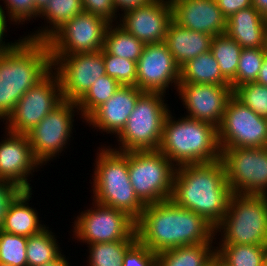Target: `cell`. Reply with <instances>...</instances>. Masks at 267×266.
<instances>
[{
	"mask_svg": "<svg viewBox=\"0 0 267 266\" xmlns=\"http://www.w3.org/2000/svg\"><path fill=\"white\" fill-rule=\"evenodd\" d=\"M5 133L6 138L0 142V180L31 190L28 177L42 165L32 152L27 134Z\"/></svg>",
	"mask_w": 267,
	"mask_h": 266,
	"instance_id": "d6986e66",
	"label": "cell"
},
{
	"mask_svg": "<svg viewBox=\"0 0 267 266\" xmlns=\"http://www.w3.org/2000/svg\"><path fill=\"white\" fill-rule=\"evenodd\" d=\"M166 94L144 92L137 100L126 125L116 136L120 152L158 150L162 140L164 121L170 112L164 103Z\"/></svg>",
	"mask_w": 267,
	"mask_h": 266,
	"instance_id": "52a82bcc",
	"label": "cell"
},
{
	"mask_svg": "<svg viewBox=\"0 0 267 266\" xmlns=\"http://www.w3.org/2000/svg\"><path fill=\"white\" fill-rule=\"evenodd\" d=\"M252 6L267 19V0H252Z\"/></svg>",
	"mask_w": 267,
	"mask_h": 266,
	"instance_id": "bcb514c9",
	"label": "cell"
},
{
	"mask_svg": "<svg viewBox=\"0 0 267 266\" xmlns=\"http://www.w3.org/2000/svg\"><path fill=\"white\" fill-rule=\"evenodd\" d=\"M158 150L176 167L215 162L222 152L217 127L186 116L177 120L171 111L164 121Z\"/></svg>",
	"mask_w": 267,
	"mask_h": 266,
	"instance_id": "277c9868",
	"label": "cell"
},
{
	"mask_svg": "<svg viewBox=\"0 0 267 266\" xmlns=\"http://www.w3.org/2000/svg\"><path fill=\"white\" fill-rule=\"evenodd\" d=\"M218 246L215 247V252L230 266H265L267 246L242 244Z\"/></svg>",
	"mask_w": 267,
	"mask_h": 266,
	"instance_id": "4dcf8cb0",
	"label": "cell"
},
{
	"mask_svg": "<svg viewBox=\"0 0 267 266\" xmlns=\"http://www.w3.org/2000/svg\"><path fill=\"white\" fill-rule=\"evenodd\" d=\"M217 3L226 19L239 10L252 6V0H217Z\"/></svg>",
	"mask_w": 267,
	"mask_h": 266,
	"instance_id": "b9f144b4",
	"label": "cell"
},
{
	"mask_svg": "<svg viewBox=\"0 0 267 266\" xmlns=\"http://www.w3.org/2000/svg\"><path fill=\"white\" fill-rule=\"evenodd\" d=\"M28 237L14 235L0 229V263L11 266H27Z\"/></svg>",
	"mask_w": 267,
	"mask_h": 266,
	"instance_id": "836d02e7",
	"label": "cell"
},
{
	"mask_svg": "<svg viewBox=\"0 0 267 266\" xmlns=\"http://www.w3.org/2000/svg\"><path fill=\"white\" fill-rule=\"evenodd\" d=\"M180 68L164 42L145 44L137 62V88L144 92L166 93L169 85L177 90Z\"/></svg>",
	"mask_w": 267,
	"mask_h": 266,
	"instance_id": "2e32d148",
	"label": "cell"
},
{
	"mask_svg": "<svg viewBox=\"0 0 267 266\" xmlns=\"http://www.w3.org/2000/svg\"><path fill=\"white\" fill-rule=\"evenodd\" d=\"M105 71L121 86L137 87V62L107 54L103 50Z\"/></svg>",
	"mask_w": 267,
	"mask_h": 266,
	"instance_id": "8d00e7d4",
	"label": "cell"
},
{
	"mask_svg": "<svg viewBox=\"0 0 267 266\" xmlns=\"http://www.w3.org/2000/svg\"><path fill=\"white\" fill-rule=\"evenodd\" d=\"M266 54L267 47L242 49L236 71V87L256 82Z\"/></svg>",
	"mask_w": 267,
	"mask_h": 266,
	"instance_id": "e575fe53",
	"label": "cell"
},
{
	"mask_svg": "<svg viewBox=\"0 0 267 266\" xmlns=\"http://www.w3.org/2000/svg\"><path fill=\"white\" fill-rule=\"evenodd\" d=\"M172 20L181 27L213 37L225 34L226 18L217 0H170Z\"/></svg>",
	"mask_w": 267,
	"mask_h": 266,
	"instance_id": "ffe728a7",
	"label": "cell"
},
{
	"mask_svg": "<svg viewBox=\"0 0 267 266\" xmlns=\"http://www.w3.org/2000/svg\"><path fill=\"white\" fill-rule=\"evenodd\" d=\"M209 266H230L216 252L209 260Z\"/></svg>",
	"mask_w": 267,
	"mask_h": 266,
	"instance_id": "c3c4849f",
	"label": "cell"
},
{
	"mask_svg": "<svg viewBox=\"0 0 267 266\" xmlns=\"http://www.w3.org/2000/svg\"><path fill=\"white\" fill-rule=\"evenodd\" d=\"M82 12H84L82 0H50L38 16L45 17L44 21L46 20L49 26L47 24L30 35L28 33L24 38L46 42L67 21Z\"/></svg>",
	"mask_w": 267,
	"mask_h": 266,
	"instance_id": "d4e9b609",
	"label": "cell"
},
{
	"mask_svg": "<svg viewBox=\"0 0 267 266\" xmlns=\"http://www.w3.org/2000/svg\"><path fill=\"white\" fill-rule=\"evenodd\" d=\"M175 170L159 150L128 152L130 183L144 205L171 199Z\"/></svg>",
	"mask_w": 267,
	"mask_h": 266,
	"instance_id": "ba28073f",
	"label": "cell"
},
{
	"mask_svg": "<svg viewBox=\"0 0 267 266\" xmlns=\"http://www.w3.org/2000/svg\"><path fill=\"white\" fill-rule=\"evenodd\" d=\"M137 240L89 244L88 266H123L124 255Z\"/></svg>",
	"mask_w": 267,
	"mask_h": 266,
	"instance_id": "d6a6232c",
	"label": "cell"
},
{
	"mask_svg": "<svg viewBox=\"0 0 267 266\" xmlns=\"http://www.w3.org/2000/svg\"><path fill=\"white\" fill-rule=\"evenodd\" d=\"M114 23H110L107 28L103 50L107 54L138 62L145 44L127 32L119 23Z\"/></svg>",
	"mask_w": 267,
	"mask_h": 266,
	"instance_id": "83f0119b",
	"label": "cell"
},
{
	"mask_svg": "<svg viewBox=\"0 0 267 266\" xmlns=\"http://www.w3.org/2000/svg\"><path fill=\"white\" fill-rule=\"evenodd\" d=\"M218 231L219 244L267 246V195L233 193Z\"/></svg>",
	"mask_w": 267,
	"mask_h": 266,
	"instance_id": "8992f818",
	"label": "cell"
},
{
	"mask_svg": "<svg viewBox=\"0 0 267 266\" xmlns=\"http://www.w3.org/2000/svg\"><path fill=\"white\" fill-rule=\"evenodd\" d=\"M144 91L136 86H121L104 104L85 121L93 128L117 136L126 125L138 98Z\"/></svg>",
	"mask_w": 267,
	"mask_h": 266,
	"instance_id": "44dd1931",
	"label": "cell"
},
{
	"mask_svg": "<svg viewBox=\"0 0 267 266\" xmlns=\"http://www.w3.org/2000/svg\"><path fill=\"white\" fill-rule=\"evenodd\" d=\"M32 190H23L10 204L2 231L29 237L40 233L47 226L42 225L38 212L29 206Z\"/></svg>",
	"mask_w": 267,
	"mask_h": 266,
	"instance_id": "cb8c5ba5",
	"label": "cell"
},
{
	"mask_svg": "<svg viewBox=\"0 0 267 266\" xmlns=\"http://www.w3.org/2000/svg\"><path fill=\"white\" fill-rule=\"evenodd\" d=\"M232 194L221 159L176 167L171 200L199 214L214 228L226 215Z\"/></svg>",
	"mask_w": 267,
	"mask_h": 266,
	"instance_id": "7a4b0ae2",
	"label": "cell"
},
{
	"mask_svg": "<svg viewBox=\"0 0 267 266\" xmlns=\"http://www.w3.org/2000/svg\"><path fill=\"white\" fill-rule=\"evenodd\" d=\"M214 253L212 243L177 247L157 254V266H207Z\"/></svg>",
	"mask_w": 267,
	"mask_h": 266,
	"instance_id": "4316f807",
	"label": "cell"
},
{
	"mask_svg": "<svg viewBox=\"0 0 267 266\" xmlns=\"http://www.w3.org/2000/svg\"><path fill=\"white\" fill-rule=\"evenodd\" d=\"M265 266H267V250H266V257H265Z\"/></svg>",
	"mask_w": 267,
	"mask_h": 266,
	"instance_id": "f907efd6",
	"label": "cell"
},
{
	"mask_svg": "<svg viewBox=\"0 0 267 266\" xmlns=\"http://www.w3.org/2000/svg\"><path fill=\"white\" fill-rule=\"evenodd\" d=\"M67 259L68 258H66V256L62 254L59 258L49 263L43 264L42 266H70V263L69 261H67Z\"/></svg>",
	"mask_w": 267,
	"mask_h": 266,
	"instance_id": "7dc6e473",
	"label": "cell"
},
{
	"mask_svg": "<svg viewBox=\"0 0 267 266\" xmlns=\"http://www.w3.org/2000/svg\"><path fill=\"white\" fill-rule=\"evenodd\" d=\"M136 233L138 240L156 254L182 246L214 243L216 239L210 223L171 199L145 205L136 221Z\"/></svg>",
	"mask_w": 267,
	"mask_h": 266,
	"instance_id": "6da1fadb",
	"label": "cell"
},
{
	"mask_svg": "<svg viewBox=\"0 0 267 266\" xmlns=\"http://www.w3.org/2000/svg\"><path fill=\"white\" fill-rule=\"evenodd\" d=\"M8 19H6L0 12V52L9 50L17 41L15 42H7L5 43V41H3V36L5 35V32H7V21Z\"/></svg>",
	"mask_w": 267,
	"mask_h": 266,
	"instance_id": "ee69618b",
	"label": "cell"
},
{
	"mask_svg": "<svg viewBox=\"0 0 267 266\" xmlns=\"http://www.w3.org/2000/svg\"><path fill=\"white\" fill-rule=\"evenodd\" d=\"M120 15L117 23L144 44L160 43L172 21V7L170 0H152Z\"/></svg>",
	"mask_w": 267,
	"mask_h": 266,
	"instance_id": "ac0fdd59",
	"label": "cell"
},
{
	"mask_svg": "<svg viewBox=\"0 0 267 266\" xmlns=\"http://www.w3.org/2000/svg\"><path fill=\"white\" fill-rule=\"evenodd\" d=\"M5 9L0 5L1 14L11 22L24 24L26 21L35 19V1L34 0H2ZM7 9V15L4 10ZM10 18V19H9ZM24 22V23H23Z\"/></svg>",
	"mask_w": 267,
	"mask_h": 266,
	"instance_id": "74e56055",
	"label": "cell"
},
{
	"mask_svg": "<svg viewBox=\"0 0 267 266\" xmlns=\"http://www.w3.org/2000/svg\"><path fill=\"white\" fill-rule=\"evenodd\" d=\"M232 193L267 195V147L221 148Z\"/></svg>",
	"mask_w": 267,
	"mask_h": 266,
	"instance_id": "8fae6325",
	"label": "cell"
},
{
	"mask_svg": "<svg viewBox=\"0 0 267 266\" xmlns=\"http://www.w3.org/2000/svg\"><path fill=\"white\" fill-rule=\"evenodd\" d=\"M179 83L231 85L223 77L210 50L189 60L180 68Z\"/></svg>",
	"mask_w": 267,
	"mask_h": 266,
	"instance_id": "484cf974",
	"label": "cell"
},
{
	"mask_svg": "<svg viewBox=\"0 0 267 266\" xmlns=\"http://www.w3.org/2000/svg\"><path fill=\"white\" fill-rule=\"evenodd\" d=\"M110 22L82 12L67 21L46 42L50 55H68L100 51Z\"/></svg>",
	"mask_w": 267,
	"mask_h": 266,
	"instance_id": "5bb4252c",
	"label": "cell"
},
{
	"mask_svg": "<svg viewBox=\"0 0 267 266\" xmlns=\"http://www.w3.org/2000/svg\"><path fill=\"white\" fill-rule=\"evenodd\" d=\"M23 191L17 184L0 180V229L2 228L10 204Z\"/></svg>",
	"mask_w": 267,
	"mask_h": 266,
	"instance_id": "60d3db41",
	"label": "cell"
},
{
	"mask_svg": "<svg viewBox=\"0 0 267 266\" xmlns=\"http://www.w3.org/2000/svg\"><path fill=\"white\" fill-rule=\"evenodd\" d=\"M233 96L259 116L267 118V86L245 83L233 90Z\"/></svg>",
	"mask_w": 267,
	"mask_h": 266,
	"instance_id": "d590c367",
	"label": "cell"
},
{
	"mask_svg": "<svg viewBox=\"0 0 267 266\" xmlns=\"http://www.w3.org/2000/svg\"><path fill=\"white\" fill-rule=\"evenodd\" d=\"M82 4L84 12L100 16L110 23H113L119 17L113 0H82Z\"/></svg>",
	"mask_w": 267,
	"mask_h": 266,
	"instance_id": "ab89813d",
	"label": "cell"
},
{
	"mask_svg": "<svg viewBox=\"0 0 267 266\" xmlns=\"http://www.w3.org/2000/svg\"><path fill=\"white\" fill-rule=\"evenodd\" d=\"M242 47L226 34L212 38L210 51L219 64L223 77L236 88V71L239 64Z\"/></svg>",
	"mask_w": 267,
	"mask_h": 266,
	"instance_id": "f1b7e54d",
	"label": "cell"
},
{
	"mask_svg": "<svg viewBox=\"0 0 267 266\" xmlns=\"http://www.w3.org/2000/svg\"><path fill=\"white\" fill-rule=\"evenodd\" d=\"M225 34L242 48L267 47V19L253 6L241 9L226 20Z\"/></svg>",
	"mask_w": 267,
	"mask_h": 266,
	"instance_id": "7402d4cb",
	"label": "cell"
},
{
	"mask_svg": "<svg viewBox=\"0 0 267 266\" xmlns=\"http://www.w3.org/2000/svg\"><path fill=\"white\" fill-rule=\"evenodd\" d=\"M0 266H11V265H7V264H2V263H0Z\"/></svg>",
	"mask_w": 267,
	"mask_h": 266,
	"instance_id": "816d5d0a",
	"label": "cell"
},
{
	"mask_svg": "<svg viewBox=\"0 0 267 266\" xmlns=\"http://www.w3.org/2000/svg\"><path fill=\"white\" fill-rule=\"evenodd\" d=\"M49 227L29 236L26 246L27 266H42L62 255L60 245Z\"/></svg>",
	"mask_w": 267,
	"mask_h": 266,
	"instance_id": "f546056e",
	"label": "cell"
},
{
	"mask_svg": "<svg viewBox=\"0 0 267 266\" xmlns=\"http://www.w3.org/2000/svg\"><path fill=\"white\" fill-rule=\"evenodd\" d=\"M176 91L187 110L186 117L208 122L217 128L227 102L233 96L231 85L179 83Z\"/></svg>",
	"mask_w": 267,
	"mask_h": 266,
	"instance_id": "e0dca14e",
	"label": "cell"
},
{
	"mask_svg": "<svg viewBox=\"0 0 267 266\" xmlns=\"http://www.w3.org/2000/svg\"><path fill=\"white\" fill-rule=\"evenodd\" d=\"M212 35L181 27L170 22L164 43L171 52L175 63L181 68L185 63L211 48Z\"/></svg>",
	"mask_w": 267,
	"mask_h": 266,
	"instance_id": "603a6c76",
	"label": "cell"
},
{
	"mask_svg": "<svg viewBox=\"0 0 267 266\" xmlns=\"http://www.w3.org/2000/svg\"><path fill=\"white\" fill-rule=\"evenodd\" d=\"M93 208L84 210L74 220L73 237L81 243H107L138 240L136 221L127 213L101 205L93 200Z\"/></svg>",
	"mask_w": 267,
	"mask_h": 266,
	"instance_id": "9c48e42d",
	"label": "cell"
},
{
	"mask_svg": "<svg viewBox=\"0 0 267 266\" xmlns=\"http://www.w3.org/2000/svg\"><path fill=\"white\" fill-rule=\"evenodd\" d=\"M256 83L267 86V54L263 60Z\"/></svg>",
	"mask_w": 267,
	"mask_h": 266,
	"instance_id": "f6af8a7d",
	"label": "cell"
},
{
	"mask_svg": "<svg viewBox=\"0 0 267 266\" xmlns=\"http://www.w3.org/2000/svg\"><path fill=\"white\" fill-rule=\"evenodd\" d=\"M121 85L107 74L98 78L86 94L76 103L79 116L84 121L110 97L114 95Z\"/></svg>",
	"mask_w": 267,
	"mask_h": 266,
	"instance_id": "1f68e13d",
	"label": "cell"
},
{
	"mask_svg": "<svg viewBox=\"0 0 267 266\" xmlns=\"http://www.w3.org/2000/svg\"><path fill=\"white\" fill-rule=\"evenodd\" d=\"M78 110L75 102L64 100L27 133L32 152L41 165L65 151L73 133L74 113L78 115Z\"/></svg>",
	"mask_w": 267,
	"mask_h": 266,
	"instance_id": "4fadbf2b",
	"label": "cell"
},
{
	"mask_svg": "<svg viewBox=\"0 0 267 266\" xmlns=\"http://www.w3.org/2000/svg\"><path fill=\"white\" fill-rule=\"evenodd\" d=\"M35 1V18L45 9L50 0H34Z\"/></svg>",
	"mask_w": 267,
	"mask_h": 266,
	"instance_id": "681fc988",
	"label": "cell"
},
{
	"mask_svg": "<svg viewBox=\"0 0 267 266\" xmlns=\"http://www.w3.org/2000/svg\"><path fill=\"white\" fill-rule=\"evenodd\" d=\"M218 140L220 148L267 147V118L232 96L218 127Z\"/></svg>",
	"mask_w": 267,
	"mask_h": 266,
	"instance_id": "7c38bea8",
	"label": "cell"
},
{
	"mask_svg": "<svg viewBox=\"0 0 267 266\" xmlns=\"http://www.w3.org/2000/svg\"><path fill=\"white\" fill-rule=\"evenodd\" d=\"M94 163L93 200L101 205L127 213L137 221L145 208L130 183L128 152L110 146L99 148Z\"/></svg>",
	"mask_w": 267,
	"mask_h": 266,
	"instance_id": "5b68a950",
	"label": "cell"
},
{
	"mask_svg": "<svg viewBox=\"0 0 267 266\" xmlns=\"http://www.w3.org/2000/svg\"><path fill=\"white\" fill-rule=\"evenodd\" d=\"M52 70L53 61L45 41L20 37L9 50L0 52V120L3 123L20 98Z\"/></svg>",
	"mask_w": 267,
	"mask_h": 266,
	"instance_id": "3957f363",
	"label": "cell"
},
{
	"mask_svg": "<svg viewBox=\"0 0 267 266\" xmlns=\"http://www.w3.org/2000/svg\"><path fill=\"white\" fill-rule=\"evenodd\" d=\"M123 266H157V254L137 240L124 255Z\"/></svg>",
	"mask_w": 267,
	"mask_h": 266,
	"instance_id": "f35d334b",
	"label": "cell"
},
{
	"mask_svg": "<svg viewBox=\"0 0 267 266\" xmlns=\"http://www.w3.org/2000/svg\"><path fill=\"white\" fill-rule=\"evenodd\" d=\"M64 101L60 79L53 70L30 88L5 120L7 132L27 134Z\"/></svg>",
	"mask_w": 267,
	"mask_h": 266,
	"instance_id": "30bf717a",
	"label": "cell"
},
{
	"mask_svg": "<svg viewBox=\"0 0 267 266\" xmlns=\"http://www.w3.org/2000/svg\"><path fill=\"white\" fill-rule=\"evenodd\" d=\"M51 57L53 71L60 79L62 97L65 101L77 103L94 82L106 74L103 49Z\"/></svg>",
	"mask_w": 267,
	"mask_h": 266,
	"instance_id": "9a60e30c",
	"label": "cell"
},
{
	"mask_svg": "<svg viewBox=\"0 0 267 266\" xmlns=\"http://www.w3.org/2000/svg\"><path fill=\"white\" fill-rule=\"evenodd\" d=\"M151 1L152 0H113V4L116 8V12L120 14L118 11L119 9L124 13L131 9H136L140 6L146 5Z\"/></svg>",
	"mask_w": 267,
	"mask_h": 266,
	"instance_id": "7bdbcfd3",
	"label": "cell"
}]
</instances>
